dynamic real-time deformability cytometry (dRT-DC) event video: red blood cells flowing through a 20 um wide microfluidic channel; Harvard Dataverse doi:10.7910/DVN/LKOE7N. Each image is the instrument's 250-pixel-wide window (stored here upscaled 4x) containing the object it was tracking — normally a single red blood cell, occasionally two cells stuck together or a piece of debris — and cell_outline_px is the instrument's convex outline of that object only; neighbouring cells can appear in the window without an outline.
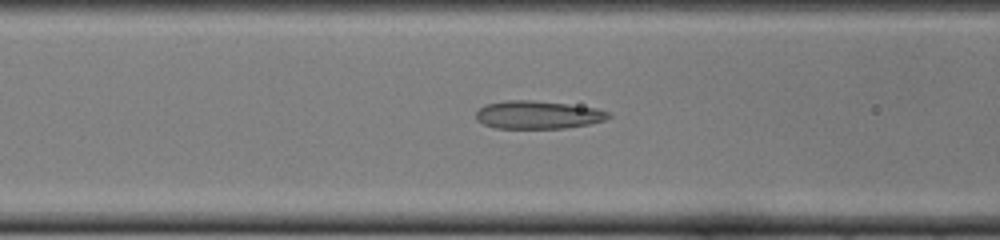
{"species": "common noctule bat (a hibernating species)", "species_latin": "Nyctalus noctula", "temperature_condition": "cold", "stored_images_in_passage": 41, "camera_frame_rate_fps": 3000, "um_per_image_px": 0.085, "animal": {"sex": "female", "body_mass_g": 22.0, "forearm_length_mm": 56.7}, "frame": {"image": 1, "passage_image": 15, "time_ms": 4.667, "image_size_px": [1000, 240], "cell_outline_px": [[612, 116], [604, 120], [588, 124], [564, 128], [496, 128], [484, 124], [476, 120], [476, 112], [484, 104], [504, 100], [532, 100], [568, 104], [596, 108], [608, 112]], "centroid_in_image_um": [45.69, 9.75], "position_along_channel_um": 120.9, "area_um2": 21.62}}
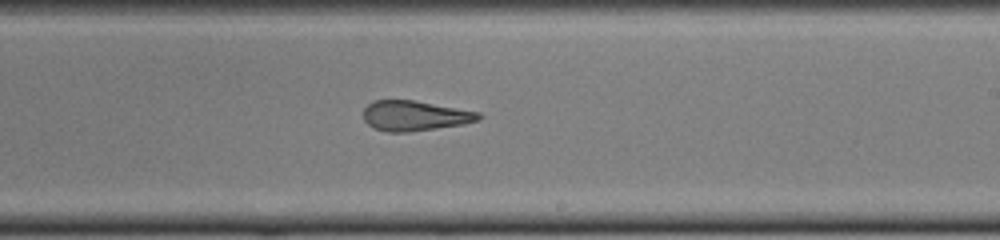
{"frame": {"image": 2, "passage_image": 25, "time_ms": 8.0, "image_size_px": [1000, 240], "cell_outline_px": [[484, 116], [480, 120], [464, 124], [408, 132], [388, 132], [372, 128], [364, 120], [364, 108], [372, 100], [416, 100], [480, 112]], "centroid_in_image_um": [35.28, 9.83], "position_along_channel_um": 253.7, "area_um2": 20.46}}
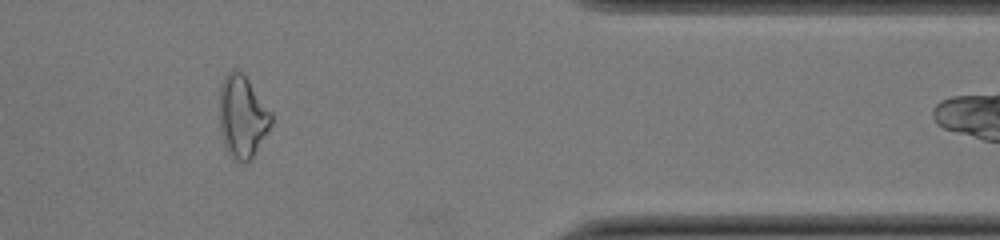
{"frame": {"image": 3, "passage_image": 37, "time_ms": 12.0, "image_size_px": [1000, 240], "cell_outline_px": [[272, 124], [252, 156], [248, 160], [240, 164], [232, 160], [224, 144], [220, 128], [220, 88], [224, 76], [232, 68], [236, 68], [244, 72], [272, 112]], "centroid_in_image_um": [20.6, 9.86], "position_along_channel_um": 390.8, "area_um2": 25.09}, "authors_computed_cell_mechanics": {"area_um2": 22.3686, "velocity_mm_per_s": 4.0062, "shape_relaxation_time_tau1_ms": null, "shape_relaxation_time_tau2_ms": 2.0341, "deformation_change_tau1": null, "deformation_change_tau2": 0.1173}}